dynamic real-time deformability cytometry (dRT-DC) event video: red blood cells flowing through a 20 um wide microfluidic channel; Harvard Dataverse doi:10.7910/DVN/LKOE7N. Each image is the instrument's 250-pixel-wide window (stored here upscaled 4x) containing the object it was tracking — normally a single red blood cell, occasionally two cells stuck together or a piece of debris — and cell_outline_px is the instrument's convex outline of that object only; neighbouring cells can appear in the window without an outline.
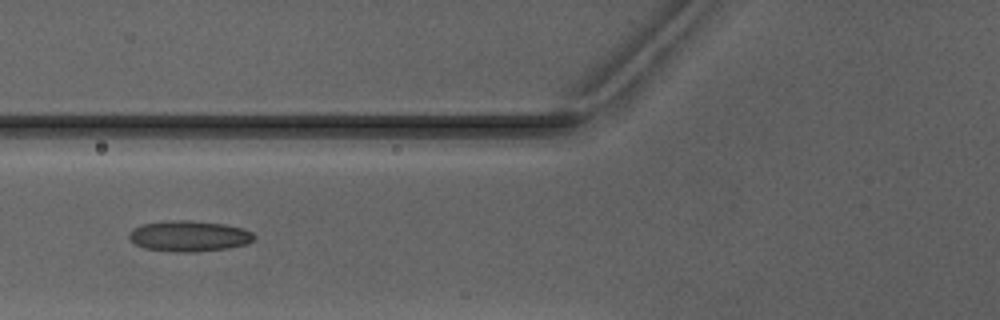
{"species": "Egyptian fruit bat (a non-hibernating species)", "species_latin": "Rousettus aegyptiacus", "temperature_condition": "warm", "stored_images_in_passage": 8, "camera_frame_rate_fps": 3000, "um_per_image_px": 0.085, "animal": {"sex": "male"}, "frame": {"image": 1, "passage_image": 7, "time_ms": 8.0, "image_size_px": [1000, 320], "cell_outline_px": [[256, 236], [248, 244], [228, 248], [196, 252], [176, 252], [144, 248], [136, 244], [128, 236], [128, 232], [140, 224], [172, 220], [192, 220], [224, 224], [240, 228], [252, 232]], "centroid_in_image_um": [16.06, 20.06], "position_along_channel_um": 109.7, "area_um2": 22.48}}
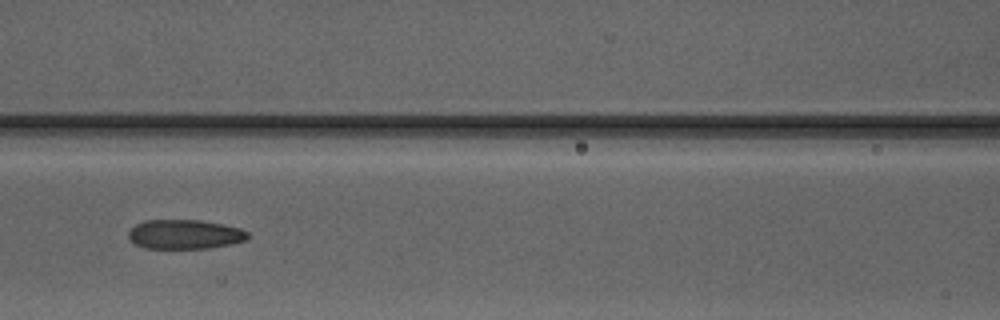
{"frame": {"image": 2, "passage_image": 8, "time_ms": 9.0, "image_size_px": [1000, 320], "cell_outline_px": [[248, 236], [244, 240], [232, 244], [208, 248], [144, 248], [136, 244], [128, 236], [128, 232], [136, 224], [144, 220], [200, 220], [240, 228], [248, 232]], "centroid_in_image_um": [15.69, 19.91], "position_along_channel_um": 150.9, "area_um2": 20.23}}